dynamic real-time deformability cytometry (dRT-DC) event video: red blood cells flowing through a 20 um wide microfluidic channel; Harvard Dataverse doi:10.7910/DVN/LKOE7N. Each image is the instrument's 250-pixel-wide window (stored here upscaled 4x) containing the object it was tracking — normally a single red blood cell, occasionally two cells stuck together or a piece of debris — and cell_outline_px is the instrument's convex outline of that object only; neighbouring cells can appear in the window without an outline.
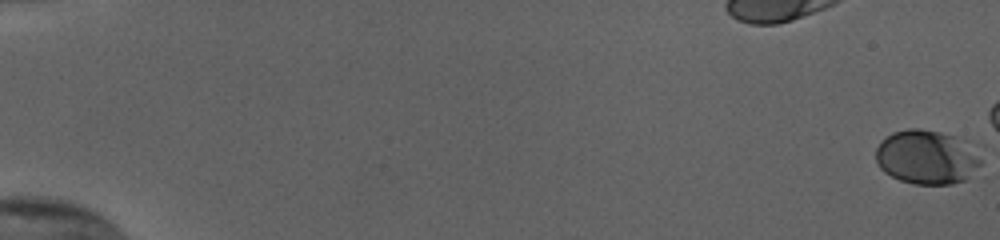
{"species": "human", "species_latin": "Homo sapiens", "temperature_condition": "cold", "stored_images_in_passage": 24, "camera_frame_rate_fps": 3000, "um_per_image_px": 0.085, "donor": {"sex": "female"}, "frame": {"image": 1, "passage_image": 1, "time_ms": 0.0, "image_size_px": [1000, 240], "cell_outline_px": [[984, 168], [968, 180], [952, 184], [916, 184], [900, 180], [884, 172], [880, 168], [876, 160], [876, 148], [892, 132], [908, 128], [920, 128], [940, 132], [964, 140], [984, 160]], "centroid_in_image_um": [78.86, 13.38], "position_along_channel_um": 6.1, "area_um2": 33.7}}